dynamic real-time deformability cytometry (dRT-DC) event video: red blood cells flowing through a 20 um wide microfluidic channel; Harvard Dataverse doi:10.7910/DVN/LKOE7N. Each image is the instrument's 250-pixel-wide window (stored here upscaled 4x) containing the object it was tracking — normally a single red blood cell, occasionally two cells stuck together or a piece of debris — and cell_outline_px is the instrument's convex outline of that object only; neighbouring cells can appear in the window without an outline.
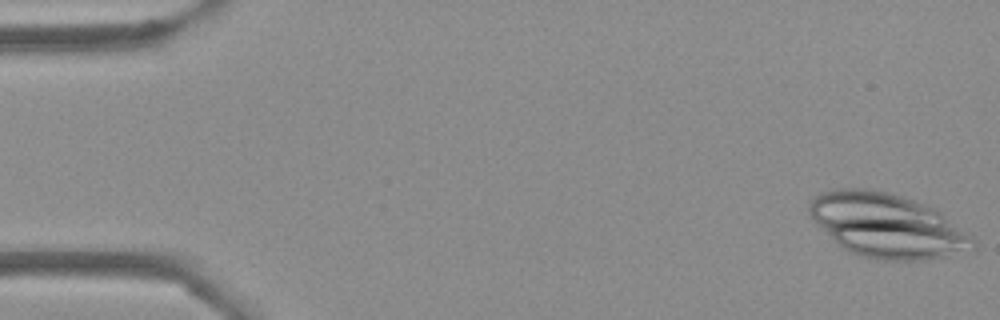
{"species": "Egyptian fruit bat (a non-hibernating species)", "species_latin": "Rousettus aegyptiacus", "temperature_condition": "cold", "stored_images_in_passage": 18, "camera_frame_rate_fps": 3000, "um_per_image_px": 0.085, "frame": {"image": 1, "passage_image": 1, "time_ms": 0.0, "image_size_px": [1000, 320], "cell_outline_px": [[976, 252], [920, 260], [884, 260], [860, 256], [848, 252], [816, 224], [808, 212], [808, 204], [820, 192], [836, 188], [868, 188], [888, 192], [936, 208], [972, 236], [976, 240]], "centroid_in_image_um": [75.45, 19.18], "position_along_channel_um": 9.5, "area_um2": 61.56}}